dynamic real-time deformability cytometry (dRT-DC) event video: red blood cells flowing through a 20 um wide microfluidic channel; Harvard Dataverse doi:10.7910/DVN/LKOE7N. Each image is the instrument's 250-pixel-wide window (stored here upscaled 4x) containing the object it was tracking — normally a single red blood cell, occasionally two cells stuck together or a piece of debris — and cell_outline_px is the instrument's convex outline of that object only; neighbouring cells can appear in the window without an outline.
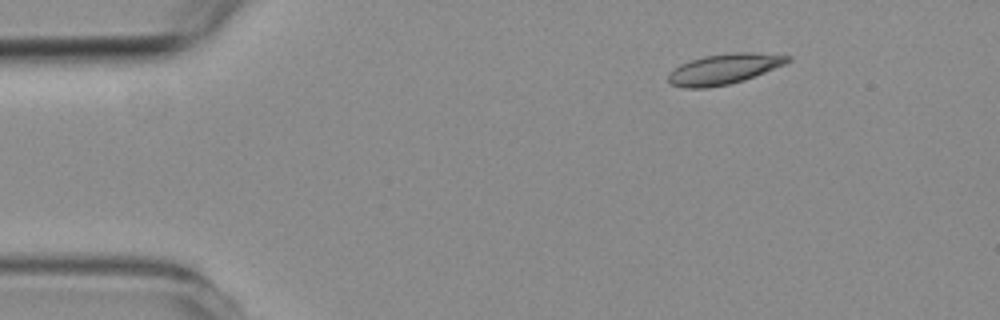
{"species": "common noctule bat (a hibernating species)", "species_latin": "Nyctalus noctula", "temperature_condition": "room temperature", "stored_images_in_passage": 4, "camera_frame_rate_fps": 3000, "um_per_image_px": 0.085, "animal": {"sex": "female", "body_mass_g": 19.3, "forearm_length_mm": 54.1}, "frame": {"image": 1, "passage_image": 2, "time_ms": 1.0, "image_size_px": [1000, 320], "cell_outline_px": [[792, 60], [784, 64], [744, 80], [728, 84], [708, 88], [684, 88], [672, 84], [668, 80], [668, 72], [680, 64], [704, 56], [732, 52], [752, 52], [792, 56]], "centroid_in_image_um": [61.53, 5.86], "position_along_channel_um": 23.5, "area_um2": 21.04}}